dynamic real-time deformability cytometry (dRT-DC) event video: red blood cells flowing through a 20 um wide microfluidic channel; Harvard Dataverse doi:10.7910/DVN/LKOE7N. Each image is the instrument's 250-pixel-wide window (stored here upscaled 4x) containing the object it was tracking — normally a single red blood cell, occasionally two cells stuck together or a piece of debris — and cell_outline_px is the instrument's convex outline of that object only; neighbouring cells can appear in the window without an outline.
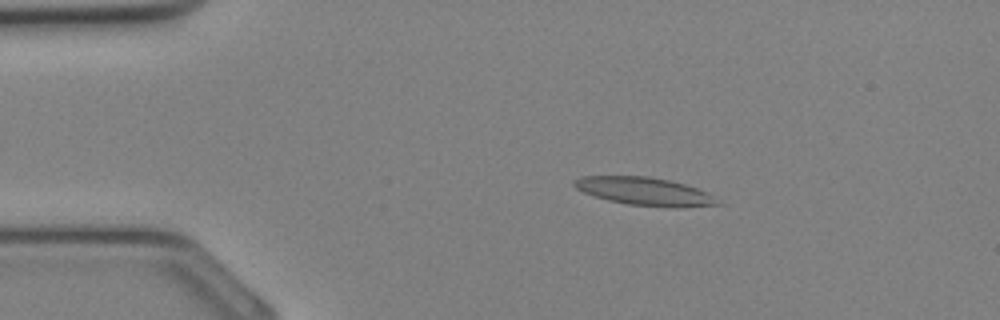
{"species": "Egyptian fruit bat (a non-hibernating species)", "species_latin": "Rousettus aegyptiacus", "temperature_condition": "cold", "stored_images_in_passage": 31, "camera_frame_rate_fps": 3000, "um_per_image_px": 0.085, "animal": {"sex": "female"}, "frame": {"image": 1, "passage_image": 3, "time_ms": 0.667, "image_size_px": [1000, 320], "cell_outline_px": [[724, 204], [676, 208], [628, 204], [608, 200], [584, 192], [576, 188], [572, 184], [572, 180], [580, 176], [648, 176], [668, 180], [684, 184], [708, 192]], "centroid_in_image_um": [54.8, 16.27], "position_along_channel_um": 30.2, "area_um2": 23.41}}
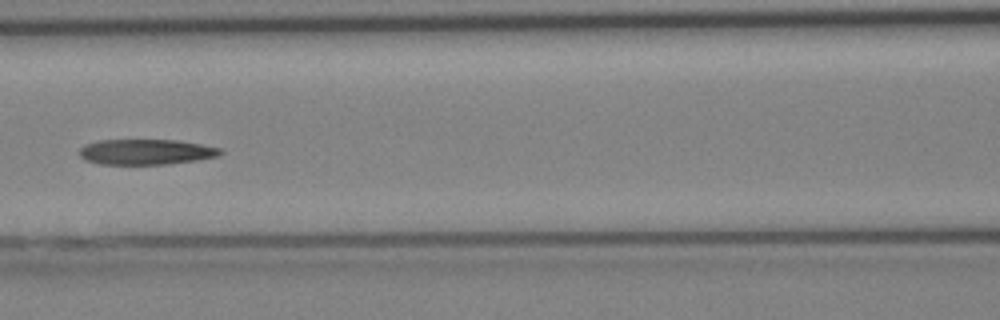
{"frame": {"image": 2, "passage_image": 12, "time_ms": 3.667, "image_size_px": [1000, 320], "cell_outline_px": [[224, 152], [216, 156], [196, 160], [168, 164], [100, 164], [84, 160], [80, 156], [80, 148], [84, 144], [96, 140], [176, 140], [224, 148]], "centroid_in_image_um": [12.4, 12.91], "position_along_channel_um": 154.2, "area_um2": 20.98}}
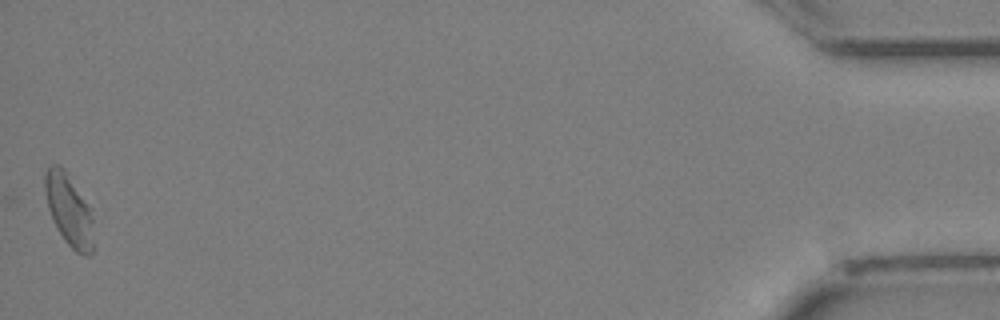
{"frame": {"image": 3, "passage_image": 31, "time_ms": 10.0, "image_size_px": [1000, 320], "cell_outline_px": [[92, 252], [88, 256], [84, 256], [76, 252], [64, 240], [52, 220], [48, 208], [44, 192], [44, 172], [52, 164], [60, 164], [68, 172], [92, 208]], "centroid_in_image_um": [5.85, 17.79], "position_along_channel_um": 429.3, "area_um2": 20.81}}